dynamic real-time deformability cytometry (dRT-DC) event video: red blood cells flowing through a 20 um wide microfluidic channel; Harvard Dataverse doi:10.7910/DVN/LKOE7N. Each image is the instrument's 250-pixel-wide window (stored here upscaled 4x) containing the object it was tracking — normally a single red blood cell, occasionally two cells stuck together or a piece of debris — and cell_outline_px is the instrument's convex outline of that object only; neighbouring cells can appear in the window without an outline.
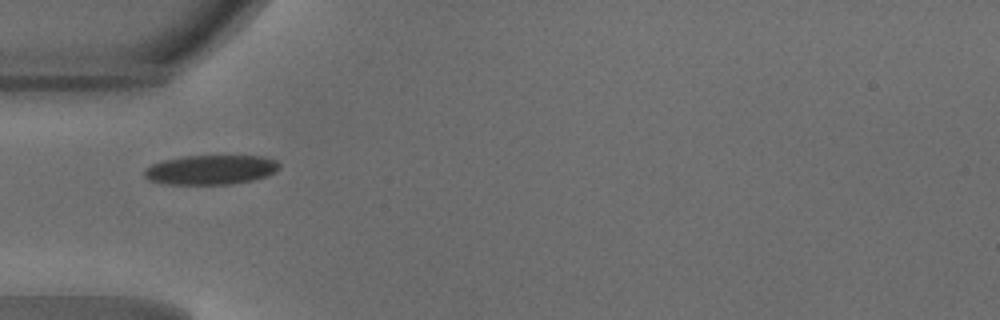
{"species": "common noctule bat (a hibernating species)", "species_latin": "Nyctalus noctula", "temperature_condition": "warm", "stored_images_in_passage": 21, "camera_frame_rate_fps": 3000, "um_per_image_px": 0.085, "animal": {"sex": "male", "body_mass_g": 18.8}, "frame": {"image": 1, "passage_image": 1, "time_ms": 0.0, "image_size_px": [1000, 320], "cell_outline_px": [[280, 168], [276, 172], [252, 180], [232, 184], [160, 184], [148, 180], [144, 176], [144, 168], [152, 164], [164, 160], [184, 156], [260, 156], [276, 160], [280, 164]], "centroid_in_image_um": [17.89, 14.43], "position_along_channel_um": 67.1, "area_um2": 23.29}}